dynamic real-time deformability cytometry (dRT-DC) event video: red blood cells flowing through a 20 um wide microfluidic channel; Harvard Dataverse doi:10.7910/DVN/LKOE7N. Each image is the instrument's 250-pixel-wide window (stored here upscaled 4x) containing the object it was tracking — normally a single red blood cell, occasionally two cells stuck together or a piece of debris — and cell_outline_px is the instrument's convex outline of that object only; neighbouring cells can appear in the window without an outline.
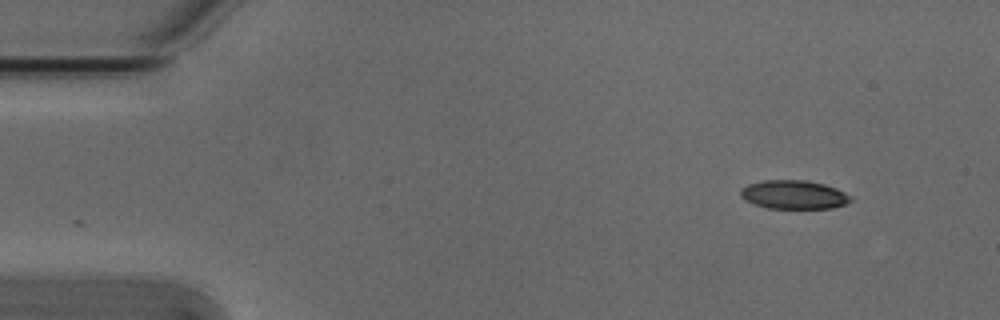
{"species": "Egyptian fruit bat (a non-hibernating species)", "species_latin": "Rousettus aegyptiacus", "temperature_condition": "cold", "stored_images_in_passage": 2, "camera_frame_rate_fps": 3000, "um_per_image_px": 0.085, "animal": {"sex": "male"}, "frame": {"image": 1, "passage_image": 2, "time_ms": 0.333, "image_size_px": [1000, 320], "cell_outline_px": [[852, 200], [844, 204], [832, 208], [768, 208], [744, 200], [740, 196], [740, 188], [748, 184], [764, 180], [804, 180], [824, 184], [836, 188], [852, 196]], "centroid_in_image_um": [67.46, 16.54], "position_along_channel_um": 17.5, "area_um2": 18.38}}